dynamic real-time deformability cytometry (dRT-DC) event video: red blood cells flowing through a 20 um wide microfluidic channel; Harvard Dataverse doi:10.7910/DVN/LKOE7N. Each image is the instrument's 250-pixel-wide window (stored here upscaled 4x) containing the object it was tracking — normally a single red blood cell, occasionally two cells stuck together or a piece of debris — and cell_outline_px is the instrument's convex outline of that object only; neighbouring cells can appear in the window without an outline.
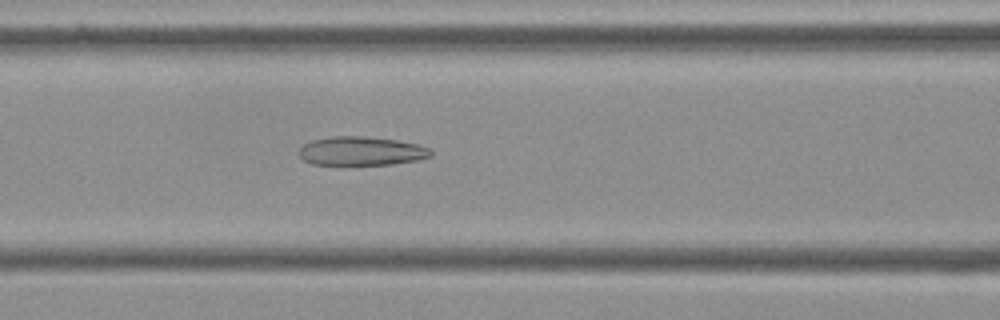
{"species": "Egyptian fruit bat (a non-hibernating species)", "species_latin": "Rousettus aegyptiacus", "temperature_condition": "cold", "stored_images_in_passage": 55, "camera_frame_rate_fps": 3000, "um_per_image_px": 0.085, "frame": {"image": 1, "passage_image": 23, "time_ms": 7.333, "image_size_px": [1000, 320], "cell_outline_px": [[432, 156], [416, 160], [392, 164], [344, 168], [340, 168], [312, 164], [304, 160], [300, 156], [300, 148], [304, 144], [312, 140], [328, 136], [364, 136], [396, 140], [420, 144], [432, 148]], "centroid_in_image_um": [30.69, 12.89], "position_along_channel_um": 135.9, "area_um2": 23.35}}
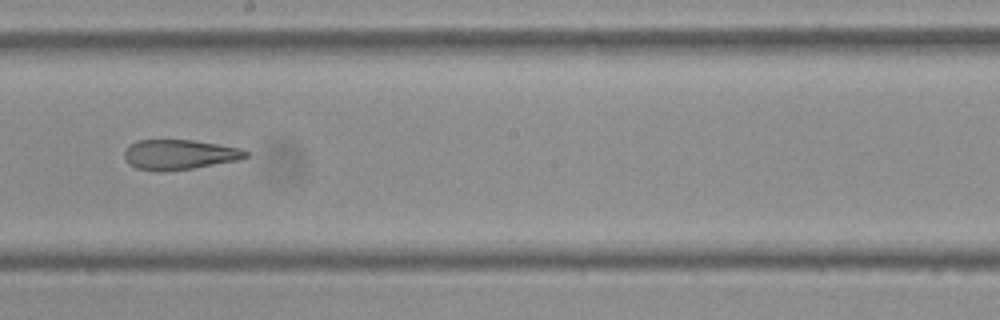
{"frame": {"image": 2, "passage_image": 31, "time_ms": 10.0, "image_size_px": [1000, 320], "cell_outline_px": [[248, 156], [240, 160], [192, 168], [164, 172], [156, 172], [136, 168], [128, 164], [124, 156], [124, 152], [128, 144], [136, 140], [192, 140], [240, 148], [248, 152]], "centroid_in_image_um": [15.2, 13.15], "position_along_channel_um": 233.0, "area_um2": 21.39}}
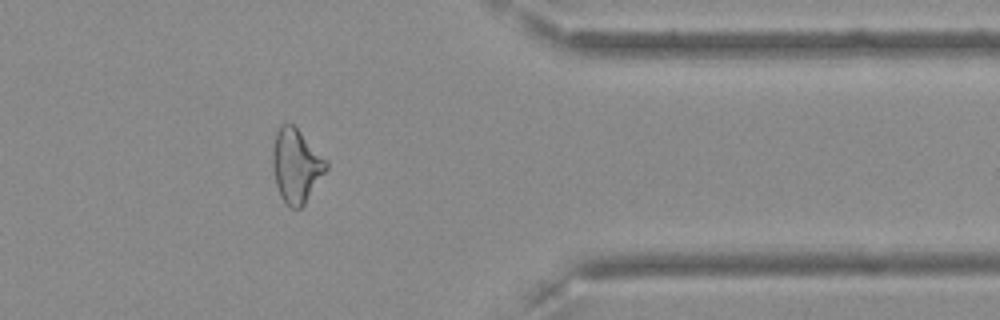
{"frame": {"image": 3, "passage_image": 45, "time_ms": 14.667, "image_size_px": [1000, 320], "cell_outline_px": [[328, 168], [304, 204], [300, 208], [292, 208], [280, 196], [276, 184], [272, 168], [272, 152], [276, 132], [280, 124], [292, 124], [328, 160]], "centroid_in_image_um": [25.17, 14.07], "position_along_channel_um": 386.2, "area_um2": 22.83}, "authors_computed_cell_mechanics": {"area_um2": 24.1026, "velocity_mm_per_s": 3.6381, "shape_relaxation_time_tau1_ms": null, "shape_relaxation_time_tau2_ms": 4.5517, "deformation_change_tau1": null, "deformation_change_tau2": 0.144}}